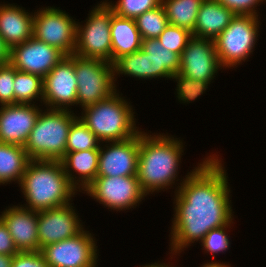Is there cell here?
Instances as JSON below:
<instances>
[{
	"mask_svg": "<svg viewBox=\"0 0 266 267\" xmlns=\"http://www.w3.org/2000/svg\"><path fill=\"white\" fill-rule=\"evenodd\" d=\"M9 52H10V49L4 44L0 36V65H3L9 62Z\"/></svg>",
	"mask_w": 266,
	"mask_h": 267,
	"instance_id": "cell-37",
	"label": "cell"
},
{
	"mask_svg": "<svg viewBox=\"0 0 266 267\" xmlns=\"http://www.w3.org/2000/svg\"><path fill=\"white\" fill-rule=\"evenodd\" d=\"M23 206L8 207L0 219L7 227L18 252L39 251L38 211Z\"/></svg>",
	"mask_w": 266,
	"mask_h": 267,
	"instance_id": "cell-18",
	"label": "cell"
},
{
	"mask_svg": "<svg viewBox=\"0 0 266 267\" xmlns=\"http://www.w3.org/2000/svg\"><path fill=\"white\" fill-rule=\"evenodd\" d=\"M0 36L11 49L33 37V15L21 6L0 4Z\"/></svg>",
	"mask_w": 266,
	"mask_h": 267,
	"instance_id": "cell-19",
	"label": "cell"
},
{
	"mask_svg": "<svg viewBox=\"0 0 266 267\" xmlns=\"http://www.w3.org/2000/svg\"><path fill=\"white\" fill-rule=\"evenodd\" d=\"M204 0H162L170 25L194 31L197 15Z\"/></svg>",
	"mask_w": 266,
	"mask_h": 267,
	"instance_id": "cell-25",
	"label": "cell"
},
{
	"mask_svg": "<svg viewBox=\"0 0 266 267\" xmlns=\"http://www.w3.org/2000/svg\"><path fill=\"white\" fill-rule=\"evenodd\" d=\"M11 267H49L41 251L18 252L13 256Z\"/></svg>",
	"mask_w": 266,
	"mask_h": 267,
	"instance_id": "cell-35",
	"label": "cell"
},
{
	"mask_svg": "<svg viewBox=\"0 0 266 267\" xmlns=\"http://www.w3.org/2000/svg\"><path fill=\"white\" fill-rule=\"evenodd\" d=\"M141 50L150 54L156 61L158 77L174 79L177 77L180 67V56L165 48L157 38L142 40Z\"/></svg>",
	"mask_w": 266,
	"mask_h": 267,
	"instance_id": "cell-26",
	"label": "cell"
},
{
	"mask_svg": "<svg viewBox=\"0 0 266 267\" xmlns=\"http://www.w3.org/2000/svg\"><path fill=\"white\" fill-rule=\"evenodd\" d=\"M34 103L0 107V143L25 146L41 112Z\"/></svg>",
	"mask_w": 266,
	"mask_h": 267,
	"instance_id": "cell-17",
	"label": "cell"
},
{
	"mask_svg": "<svg viewBox=\"0 0 266 267\" xmlns=\"http://www.w3.org/2000/svg\"><path fill=\"white\" fill-rule=\"evenodd\" d=\"M222 66L217 57L215 41L192 36L180 55L177 97L183 103L197 99L208 88Z\"/></svg>",
	"mask_w": 266,
	"mask_h": 267,
	"instance_id": "cell-4",
	"label": "cell"
},
{
	"mask_svg": "<svg viewBox=\"0 0 266 267\" xmlns=\"http://www.w3.org/2000/svg\"><path fill=\"white\" fill-rule=\"evenodd\" d=\"M236 15L216 0H204L192 36L215 40Z\"/></svg>",
	"mask_w": 266,
	"mask_h": 267,
	"instance_id": "cell-20",
	"label": "cell"
},
{
	"mask_svg": "<svg viewBox=\"0 0 266 267\" xmlns=\"http://www.w3.org/2000/svg\"><path fill=\"white\" fill-rule=\"evenodd\" d=\"M19 186L28 204L24 207L38 212L69 204L78 191L60 160H30Z\"/></svg>",
	"mask_w": 266,
	"mask_h": 267,
	"instance_id": "cell-3",
	"label": "cell"
},
{
	"mask_svg": "<svg viewBox=\"0 0 266 267\" xmlns=\"http://www.w3.org/2000/svg\"><path fill=\"white\" fill-rule=\"evenodd\" d=\"M95 239L85 229L78 235L49 244L41 249L49 267H96Z\"/></svg>",
	"mask_w": 266,
	"mask_h": 267,
	"instance_id": "cell-12",
	"label": "cell"
},
{
	"mask_svg": "<svg viewBox=\"0 0 266 267\" xmlns=\"http://www.w3.org/2000/svg\"><path fill=\"white\" fill-rule=\"evenodd\" d=\"M17 253L18 250L14 245L13 239L4 222L0 219V254L14 256Z\"/></svg>",
	"mask_w": 266,
	"mask_h": 267,
	"instance_id": "cell-36",
	"label": "cell"
},
{
	"mask_svg": "<svg viewBox=\"0 0 266 267\" xmlns=\"http://www.w3.org/2000/svg\"><path fill=\"white\" fill-rule=\"evenodd\" d=\"M72 203L38 212L39 251L49 244L72 238L83 229Z\"/></svg>",
	"mask_w": 266,
	"mask_h": 267,
	"instance_id": "cell-16",
	"label": "cell"
},
{
	"mask_svg": "<svg viewBox=\"0 0 266 267\" xmlns=\"http://www.w3.org/2000/svg\"><path fill=\"white\" fill-rule=\"evenodd\" d=\"M191 37L192 32L188 29L168 24L157 39L165 48L180 56Z\"/></svg>",
	"mask_w": 266,
	"mask_h": 267,
	"instance_id": "cell-31",
	"label": "cell"
},
{
	"mask_svg": "<svg viewBox=\"0 0 266 267\" xmlns=\"http://www.w3.org/2000/svg\"><path fill=\"white\" fill-rule=\"evenodd\" d=\"M110 33L112 63L121 56L141 49L142 37L134 19L120 17L114 13L111 18Z\"/></svg>",
	"mask_w": 266,
	"mask_h": 267,
	"instance_id": "cell-22",
	"label": "cell"
},
{
	"mask_svg": "<svg viewBox=\"0 0 266 267\" xmlns=\"http://www.w3.org/2000/svg\"><path fill=\"white\" fill-rule=\"evenodd\" d=\"M231 223H233V221L228 225L212 229L205 235L201 241V246H203V249H205L206 252L215 255L220 252L223 253L229 249L230 241L226 234V230L230 227Z\"/></svg>",
	"mask_w": 266,
	"mask_h": 267,
	"instance_id": "cell-32",
	"label": "cell"
},
{
	"mask_svg": "<svg viewBox=\"0 0 266 267\" xmlns=\"http://www.w3.org/2000/svg\"><path fill=\"white\" fill-rule=\"evenodd\" d=\"M258 20L254 15H236L214 40L222 67L239 65L250 56L258 40Z\"/></svg>",
	"mask_w": 266,
	"mask_h": 267,
	"instance_id": "cell-7",
	"label": "cell"
},
{
	"mask_svg": "<svg viewBox=\"0 0 266 267\" xmlns=\"http://www.w3.org/2000/svg\"><path fill=\"white\" fill-rule=\"evenodd\" d=\"M134 20L142 40L158 38L169 24L162 4L154 9L144 12Z\"/></svg>",
	"mask_w": 266,
	"mask_h": 267,
	"instance_id": "cell-29",
	"label": "cell"
},
{
	"mask_svg": "<svg viewBox=\"0 0 266 267\" xmlns=\"http://www.w3.org/2000/svg\"><path fill=\"white\" fill-rule=\"evenodd\" d=\"M183 151L177 138L140 131L137 178L146 195L174 185Z\"/></svg>",
	"mask_w": 266,
	"mask_h": 267,
	"instance_id": "cell-2",
	"label": "cell"
},
{
	"mask_svg": "<svg viewBox=\"0 0 266 267\" xmlns=\"http://www.w3.org/2000/svg\"><path fill=\"white\" fill-rule=\"evenodd\" d=\"M60 161L64 167V171L69 182L76 189H79V191L85 190L97 177L99 150L65 153V156ZM72 171L76 172L80 176L78 177V180H76L77 177L72 175Z\"/></svg>",
	"mask_w": 266,
	"mask_h": 267,
	"instance_id": "cell-21",
	"label": "cell"
},
{
	"mask_svg": "<svg viewBox=\"0 0 266 267\" xmlns=\"http://www.w3.org/2000/svg\"><path fill=\"white\" fill-rule=\"evenodd\" d=\"M112 65L114 76L123 74L139 79L158 78L156 61L141 49L119 57Z\"/></svg>",
	"mask_w": 266,
	"mask_h": 267,
	"instance_id": "cell-24",
	"label": "cell"
},
{
	"mask_svg": "<svg viewBox=\"0 0 266 267\" xmlns=\"http://www.w3.org/2000/svg\"><path fill=\"white\" fill-rule=\"evenodd\" d=\"M15 104H32L38 98L43 101V78L16 69L14 78Z\"/></svg>",
	"mask_w": 266,
	"mask_h": 267,
	"instance_id": "cell-27",
	"label": "cell"
},
{
	"mask_svg": "<svg viewBox=\"0 0 266 267\" xmlns=\"http://www.w3.org/2000/svg\"><path fill=\"white\" fill-rule=\"evenodd\" d=\"M43 103L50 109L59 110H70V105L74 104L77 106L74 54L65 56L43 78Z\"/></svg>",
	"mask_w": 266,
	"mask_h": 267,
	"instance_id": "cell-13",
	"label": "cell"
},
{
	"mask_svg": "<svg viewBox=\"0 0 266 267\" xmlns=\"http://www.w3.org/2000/svg\"><path fill=\"white\" fill-rule=\"evenodd\" d=\"M15 73L16 68L10 62L0 65V106L15 104Z\"/></svg>",
	"mask_w": 266,
	"mask_h": 267,
	"instance_id": "cell-33",
	"label": "cell"
},
{
	"mask_svg": "<svg viewBox=\"0 0 266 267\" xmlns=\"http://www.w3.org/2000/svg\"><path fill=\"white\" fill-rule=\"evenodd\" d=\"M201 267H230V266H228L227 264H225V263H219V262H207V263H204L203 264V266H201Z\"/></svg>",
	"mask_w": 266,
	"mask_h": 267,
	"instance_id": "cell-39",
	"label": "cell"
},
{
	"mask_svg": "<svg viewBox=\"0 0 266 267\" xmlns=\"http://www.w3.org/2000/svg\"><path fill=\"white\" fill-rule=\"evenodd\" d=\"M66 55L34 36L10 49L9 62L19 71L44 78Z\"/></svg>",
	"mask_w": 266,
	"mask_h": 267,
	"instance_id": "cell-14",
	"label": "cell"
},
{
	"mask_svg": "<svg viewBox=\"0 0 266 267\" xmlns=\"http://www.w3.org/2000/svg\"><path fill=\"white\" fill-rule=\"evenodd\" d=\"M223 6L230 9L235 15H254L257 13V5L264 0H216ZM266 1V0H265ZM256 7V8H255Z\"/></svg>",
	"mask_w": 266,
	"mask_h": 267,
	"instance_id": "cell-34",
	"label": "cell"
},
{
	"mask_svg": "<svg viewBox=\"0 0 266 267\" xmlns=\"http://www.w3.org/2000/svg\"><path fill=\"white\" fill-rule=\"evenodd\" d=\"M222 165L217 155H210L176 188V213L170 235L172 254H180L191 243L201 242L210 230L232 222L231 192Z\"/></svg>",
	"mask_w": 266,
	"mask_h": 267,
	"instance_id": "cell-1",
	"label": "cell"
},
{
	"mask_svg": "<svg viewBox=\"0 0 266 267\" xmlns=\"http://www.w3.org/2000/svg\"><path fill=\"white\" fill-rule=\"evenodd\" d=\"M99 139L89 128L77 117L71 124L68 131L66 153L85 150H99Z\"/></svg>",
	"mask_w": 266,
	"mask_h": 267,
	"instance_id": "cell-28",
	"label": "cell"
},
{
	"mask_svg": "<svg viewBox=\"0 0 266 267\" xmlns=\"http://www.w3.org/2000/svg\"><path fill=\"white\" fill-rule=\"evenodd\" d=\"M73 111L40 112L24 149L31 160H61L66 153L68 131L77 118Z\"/></svg>",
	"mask_w": 266,
	"mask_h": 267,
	"instance_id": "cell-6",
	"label": "cell"
},
{
	"mask_svg": "<svg viewBox=\"0 0 266 267\" xmlns=\"http://www.w3.org/2000/svg\"><path fill=\"white\" fill-rule=\"evenodd\" d=\"M139 148L140 132L128 140L100 145L97 177L137 176Z\"/></svg>",
	"mask_w": 266,
	"mask_h": 267,
	"instance_id": "cell-15",
	"label": "cell"
},
{
	"mask_svg": "<svg viewBox=\"0 0 266 267\" xmlns=\"http://www.w3.org/2000/svg\"><path fill=\"white\" fill-rule=\"evenodd\" d=\"M142 267H170V265L168 264H165V263H154V264H148V265H145V266H142ZM172 267V266H171ZM174 267V266H173Z\"/></svg>",
	"mask_w": 266,
	"mask_h": 267,
	"instance_id": "cell-40",
	"label": "cell"
},
{
	"mask_svg": "<svg viewBox=\"0 0 266 267\" xmlns=\"http://www.w3.org/2000/svg\"><path fill=\"white\" fill-rule=\"evenodd\" d=\"M65 11L45 7L33 14V36L50 46L58 48L66 56L76 48L77 22Z\"/></svg>",
	"mask_w": 266,
	"mask_h": 267,
	"instance_id": "cell-10",
	"label": "cell"
},
{
	"mask_svg": "<svg viewBox=\"0 0 266 267\" xmlns=\"http://www.w3.org/2000/svg\"><path fill=\"white\" fill-rule=\"evenodd\" d=\"M107 3L116 15L135 19L144 12L160 6L162 0H118L115 4Z\"/></svg>",
	"mask_w": 266,
	"mask_h": 267,
	"instance_id": "cell-30",
	"label": "cell"
},
{
	"mask_svg": "<svg viewBox=\"0 0 266 267\" xmlns=\"http://www.w3.org/2000/svg\"><path fill=\"white\" fill-rule=\"evenodd\" d=\"M82 109L79 118L100 142L128 140L141 131L136 127L132 106L117 91Z\"/></svg>",
	"mask_w": 266,
	"mask_h": 267,
	"instance_id": "cell-5",
	"label": "cell"
},
{
	"mask_svg": "<svg viewBox=\"0 0 266 267\" xmlns=\"http://www.w3.org/2000/svg\"><path fill=\"white\" fill-rule=\"evenodd\" d=\"M74 70L77 80V105L83 108L102 101L117 91V78L114 77L113 65L110 62L74 54Z\"/></svg>",
	"mask_w": 266,
	"mask_h": 267,
	"instance_id": "cell-9",
	"label": "cell"
},
{
	"mask_svg": "<svg viewBox=\"0 0 266 267\" xmlns=\"http://www.w3.org/2000/svg\"><path fill=\"white\" fill-rule=\"evenodd\" d=\"M100 3L90 11L84 26L77 23L74 54L112 63L110 26L114 11L107 1Z\"/></svg>",
	"mask_w": 266,
	"mask_h": 267,
	"instance_id": "cell-8",
	"label": "cell"
},
{
	"mask_svg": "<svg viewBox=\"0 0 266 267\" xmlns=\"http://www.w3.org/2000/svg\"><path fill=\"white\" fill-rule=\"evenodd\" d=\"M30 160L23 146L0 143V185L12 181L20 184Z\"/></svg>",
	"mask_w": 266,
	"mask_h": 267,
	"instance_id": "cell-23",
	"label": "cell"
},
{
	"mask_svg": "<svg viewBox=\"0 0 266 267\" xmlns=\"http://www.w3.org/2000/svg\"><path fill=\"white\" fill-rule=\"evenodd\" d=\"M13 256L0 254V267H11Z\"/></svg>",
	"mask_w": 266,
	"mask_h": 267,
	"instance_id": "cell-38",
	"label": "cell"
},
{
	"mask_svg": "<svg viewBox=\"0 0 266 267\" xmlns=\"http://www.w3.org/2000/svg\"><path fill=\"white\" fill-rule=\"evenodd\" d=\"M84 191L116 211L134 208L146 197L137 176L96 177Z\"/></svg>",
	"mask_w": 266,
	"mask_h": 267,
	"instance_id": "cell-11",
	"label": "cell"
}]
</instances>
